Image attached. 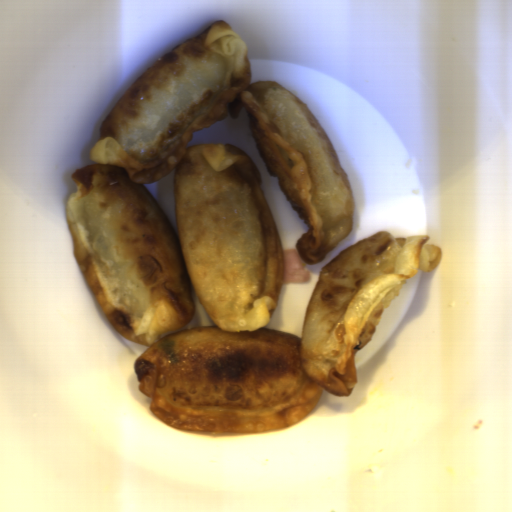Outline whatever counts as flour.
<instances>
[{"label": "flour", "instance_id": "c2a2500e", "mask_svg": "<svg viewBox=\"0 0 512 512\" xmlns=\"http://www.w3.org/2000/svg\"><path fill=\"white\" fill-rule=\"evenodd\" d=\"M244 109L256 150L308 227L295 248L322 261L351 234L350 181L308 105L274 81L252 84L247 45L217 20L157 58L100 124L94 162L72 172L66 216L76 263L110 325L147 348L134 359L150 412L180 432L283 430L319 404L349 397L355 356L418 271L442 260L431 236L387 231L328 261L302 335L264 329L284 275V249L261 172L233 145L189 144ZM189 146V147H188ZM174 174L178 239L143 184ZM218 327L177 331L190 289Z\"/></svg>", "mask_w": 512, "mask_h": 512}]
</instances>
